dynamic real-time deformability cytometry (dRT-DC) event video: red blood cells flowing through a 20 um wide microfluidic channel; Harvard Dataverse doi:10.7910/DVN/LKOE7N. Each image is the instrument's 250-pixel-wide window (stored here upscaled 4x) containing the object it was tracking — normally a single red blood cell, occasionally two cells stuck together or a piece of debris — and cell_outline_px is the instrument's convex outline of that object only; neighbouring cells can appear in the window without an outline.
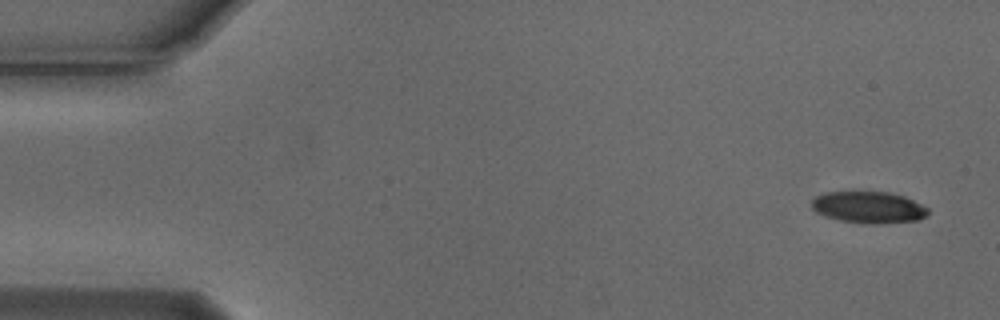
{"species": "Egyptian fruit bat (a non-hibernating species)", "species_latin": "Rousettus aegyptiacus", "temperature_condition": "cold", "stored_images_in_passage": 4, "camera_frame_rate_fps": 3000, "um_per_image_px": 0.085, "animal": {"sex": "male"}, "frame": {"image": 1, "passage_image": 1, "time_ms": 0.0, "image_size_px": [1000, 320], "cell_outline_px": [[928, 212], [924, 216], [916, 220], [876, 224], [864, 224], [840, 220], [824, 216], [816, 212], [812, 208], [812, 200], [816, 196], [824, 192], [888, 192], [904, 196], [928, 208]], "centroid_in_image_um": [73.79, 17.62], "position_along_channel_um": 11.2, "area_um2": 21.33}}
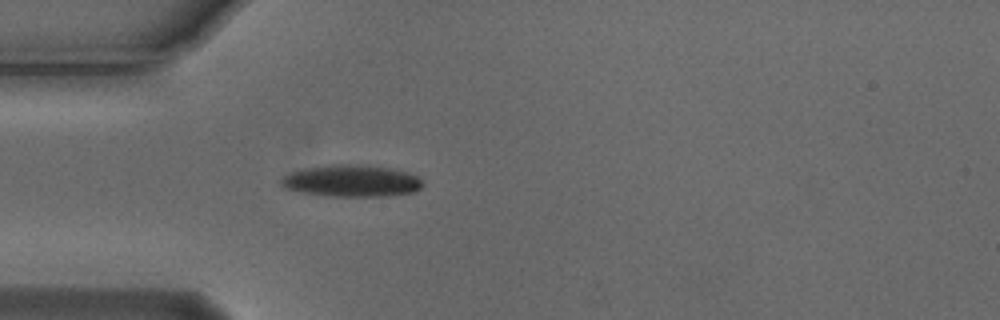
{"frame": {"image": 2, "passage_image": 4, "time_ms": 1.0, "image_size_px": [1000, 320], "cell_outline_px": [[424, 184], [420, 188], [412, 192], [388, 196], [332, 196], [300, 192], [284, 188], [280, 184], [280, 180], [284, 176], [292, 172], [308, 168], [332, 164], [360, 164], [400, 168], [416, 176]], "centroid_in_image_um": [29.92, 15.36], "position_along_channel_um": 55.1, "area_um2": 26.41}}